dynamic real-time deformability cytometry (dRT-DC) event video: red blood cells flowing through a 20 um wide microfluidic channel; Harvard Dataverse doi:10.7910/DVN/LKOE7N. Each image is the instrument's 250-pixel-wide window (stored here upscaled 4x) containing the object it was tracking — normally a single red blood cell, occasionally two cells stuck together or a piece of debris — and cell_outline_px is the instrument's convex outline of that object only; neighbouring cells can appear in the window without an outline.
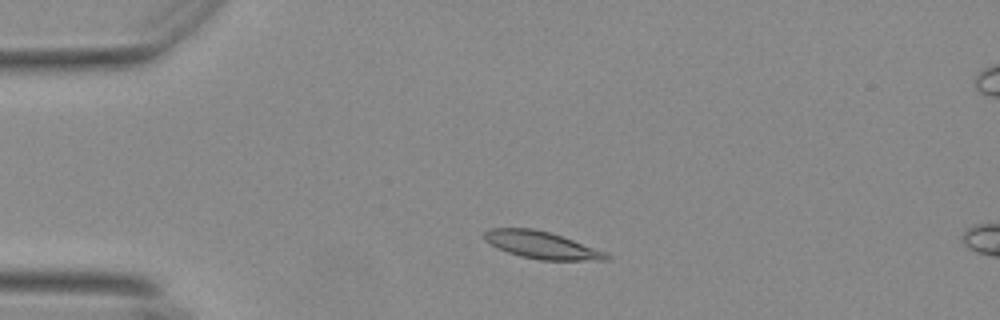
{"species": "Egyptian fruit bat (a non-hibernating species)", "species_latin": "Rousettus aegyptiacus", "temperature_condition": "warm", "stored_images_in_passage": 12, "camera_frame_rate_fps": 3000, "um_per_image_px": 0.085, "animal": {"sex": "female"}, "frame": {"image": 1, "passage_image": 2, "time_ms": 0.333, "image_size_px": [1000, 320], "cell_outline_px": [[612, 260], [540, 260], [520, 256], [508, 252], [484, 240], [480, 236], [488, 228], [532, 228], [548, 232], [572, 240], [604, 252], [612, 256]], "centroid_in_image_um": [45.99, 20.83], "position_along_channel_um": 39.0, "area_um2": 19.13}}
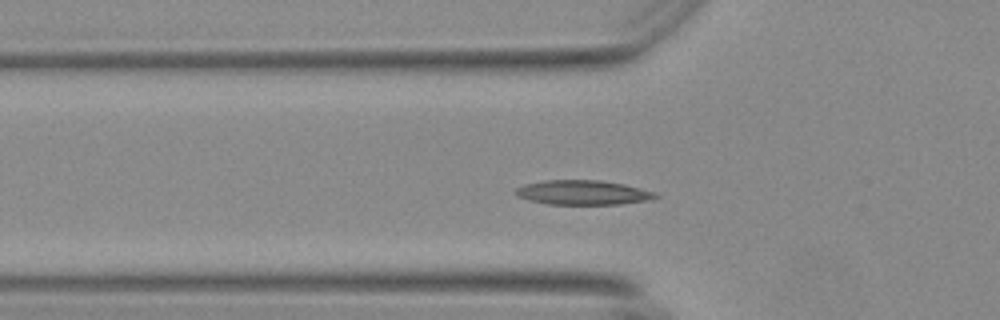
{"frame": {"image": 2, "passage_image": 8, "time_ms": 2.333, "image_size_px": [1000, 320], "cell_outline_px": [[660, 196], [652, 200], [620, 204], [548, 204], [528, 200], [516, 196], [512, 192], [516, 188], [524, 184], [544, 180], [600, 180], [624, 184], [656, 192]], "centroid_in_image_um": [49.54, 16.36], "position_along_channel_um": 76.3, "area_um2": 20.23}}
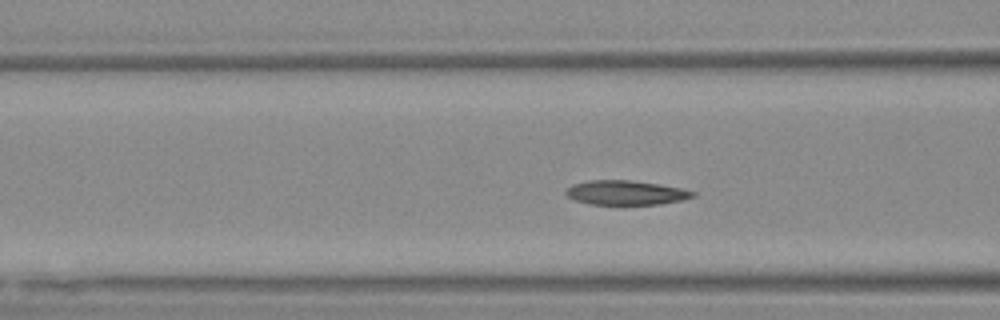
{"frame": {"image": 3, "passage_image": 11, "time_ms": 3.333, "image_size_px": [1000, 320], "cell_outline_px": [[696, 196], [680, 200], [660, 204], [588, 204], [576, 200], [568, 196], [564, 192], [572, 184], [588, 180], [628, 180], [660, 184], [680, 188], [696, 192]], "centroid_in_image_um": [53.18, 16.37], "position_along_channel_um": 113.4, "area_um2": 17.92}}